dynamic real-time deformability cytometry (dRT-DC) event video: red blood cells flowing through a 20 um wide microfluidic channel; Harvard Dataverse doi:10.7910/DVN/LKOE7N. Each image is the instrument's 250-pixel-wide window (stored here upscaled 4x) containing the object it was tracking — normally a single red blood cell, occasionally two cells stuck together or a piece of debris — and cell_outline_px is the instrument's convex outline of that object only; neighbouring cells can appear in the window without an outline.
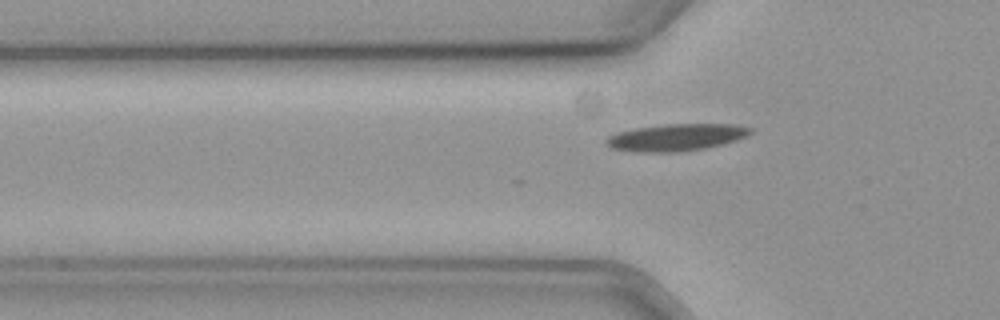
{"species": "common noctule bat (a hibernating species)", "species_latin": "Nyctalus noctula", "temperature_condition": "cold", "stored_images_in_passage": 2, "camera_frame_rate_fps": 3000, "um_per_image_px": 0.085, "animal": {"sex": "female", "body_mass_g": 19.3, "forearm_length_mm": 54.1}, "frame": {"image": 1, "passage_image": 2, "time_ms": 0.333, "image_size_px": [1000, 320], "cell_outline_px": [[752, 132], [748, 136], [724, 144], [704, 148], [680, 152], [632, 152], [612, 148], [604, 140], [608, 136], [616, 132], [636, 128], [664, 124], [740, 124], [752, 128]], "centroid_in_image_um": [57.5, 11.67], "position_along_channel_um": 68.3, "area_um2": 22.95}}